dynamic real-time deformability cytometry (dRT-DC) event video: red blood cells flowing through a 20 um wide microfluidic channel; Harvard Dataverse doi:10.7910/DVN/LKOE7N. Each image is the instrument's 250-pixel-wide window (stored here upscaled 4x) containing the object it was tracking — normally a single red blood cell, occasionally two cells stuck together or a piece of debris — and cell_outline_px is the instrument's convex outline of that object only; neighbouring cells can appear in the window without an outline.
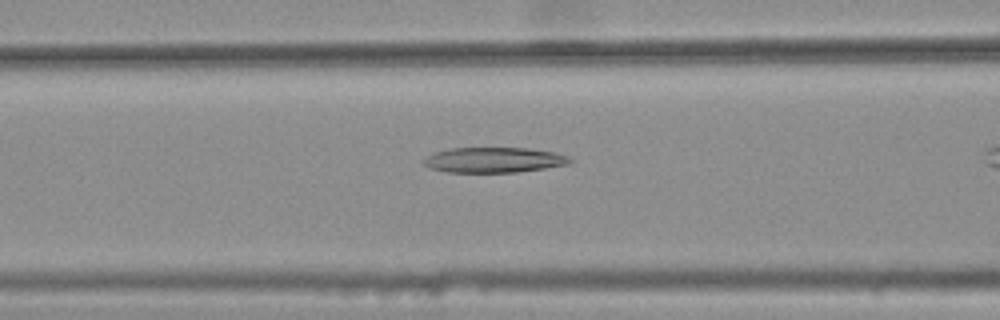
{"species": "common noctule bat (a hibernating species)", "species_latin": "Nyctalus noctula", "temperature_condition": "warm", "stored_images_in_passage": 29, "camera_frame_rate_fps": 3000, "um_per_image_px": 0.085, "animal": {"sex": "female", "body_mass_g": 25.1}, "frame": {"image": 1, "passage_image": 14, "time_ms": 4.333, "image_size_px": [1000, 320], "cell_outline_px": [[572, 160], [568, 164], [544, 168], [516, 172], [448, 172], [428, 168], [424, 164], [424, 160], [428, 156], [436, 152], [452, 148], [528, 148], [556, 152], [568, 156]], "centroid_in_image_um": [42.0, 13.59], "position_along_channel_um": 124.6, "area_um2": 21.39}}
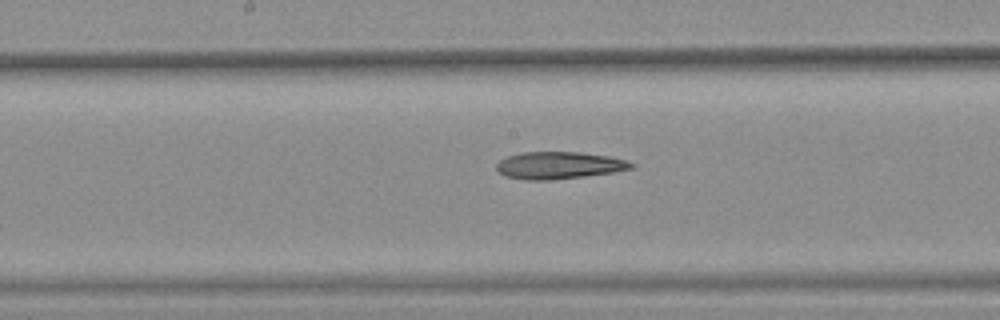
{"frame": {"image": 2, "passage_image": 20, "time_ms": 6.333, "image_size_px": [1000, 320], "cell_outline_px": [[636, 168], [612, 172], [584, 176], [548, 180], [524, 180], [504, 176], [496, 168], [496, 164], [500, 160], [508, 156], [520, 152], [580, 152], [608, 156], [624, 160], [636, 164]], "centroid_in_image_um": [47.5, 14.05], "position_along_channel_um": 200.7, "area_um2": 21.33}}
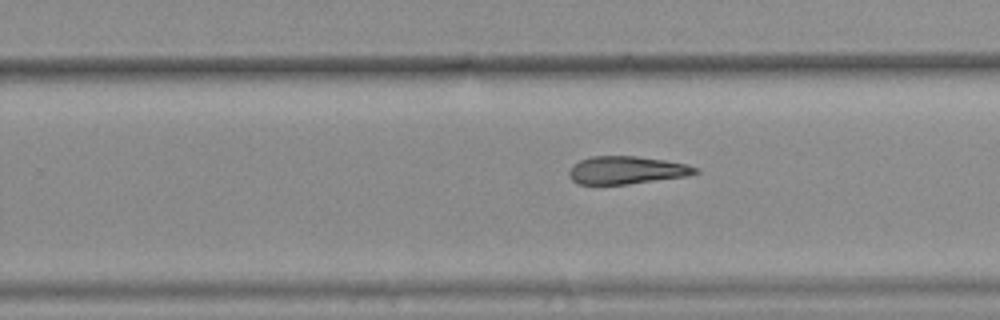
{"frame": {"image": 3, "passage_image": 26, "time_ms": 8.333, "image_size_px": [1000, 320], "cell_outline_px": [[700, 172], [688, 176], [628, 184], [580, 184], [572, 180], [568, 176], [568, 172], [572, 164], [580, 160], [592, 156], [636, 156], [664, 160], [688, 164], [700, 168]], "centroid_in_image_um": [53.28, 14.46], "position_along_channel_um": 276.5, "area_um2": 20.63}}